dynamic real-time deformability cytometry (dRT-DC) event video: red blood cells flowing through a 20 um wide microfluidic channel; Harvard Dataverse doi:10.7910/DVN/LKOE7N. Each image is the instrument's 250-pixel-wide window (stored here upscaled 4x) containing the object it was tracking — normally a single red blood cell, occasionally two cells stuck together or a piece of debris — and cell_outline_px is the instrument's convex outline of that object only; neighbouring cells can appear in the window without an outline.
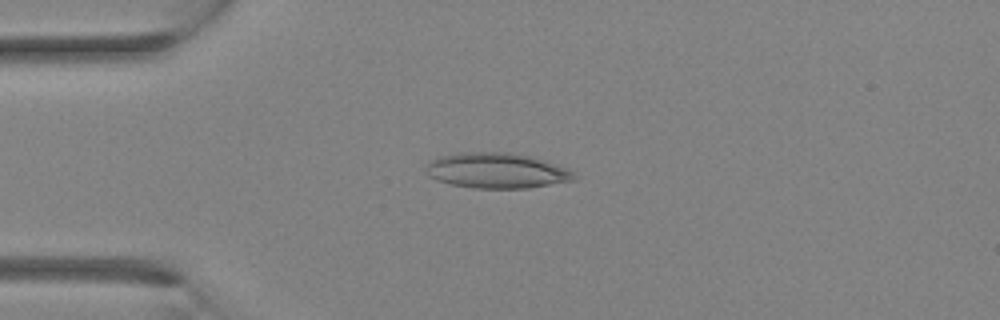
{"species": "Egyptian fruit bat (a non-hibernating species)", "species_latin": "Rousettus aegyptiacus", "temperature_condition": "room temperature", "stored_images_in_passage": 28, "camera_frame_rate_fps": 3000, "um_per_image_px": 0.085, "animal": {"sex": "female"}, "frame": {"image": 1, "passage_image": 4, "time_ms": 1.0, "image_size_px": [1000, 320], "cell_outline_px": [[576, 180], [528, 188], [472, 188], [448, 184], [436, 180], [428, 176], [424, 172], [424, 164], [440, 156], [460, 152], [508, 152], [528, 156], [544, 160], [568, 168], [576, 176]], "centroid_in_image_um": [42.16, 14.5], "position_along_channel_um": 42.8, "area_um2": 30.87}}
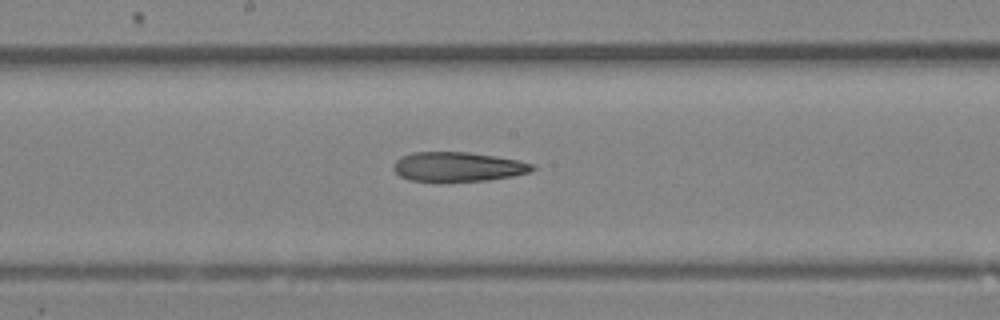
{"frame": {"image": 2, "passage_image": 13, "time_ms": 4.0, "image_size_px": [1000, 320], "cell_outline_px": [[536, 168], [532, 172], [512, 176], [488, 180], [440, 184], [408, 180], [400, 176], [392, 168], [392, 164], [400, 156], [412, 152], [468, 152], [496, 156], [516, 160], [532, 164]], "centroid_in_image_um": [38.85, 14.21], "position_along_channel_um": 209.3, "area_um2": 24.74}}
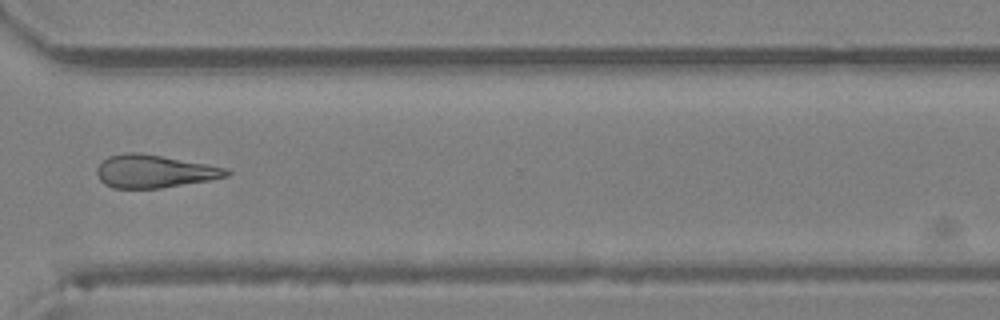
{"frame": {"image": 3, "passage_image": 20, "time_ms": 6.333, "image_size_px": [1000, 320], "cell_outline_px": [[232, 172], [228, 176], [212, 180], [160, 188], [112, 188], [104, 184], [100, 180], [96, 172], [96, 168], [108, 156], [128, 152], [136, 152], [160, 156], [228, 168]], "centroid_in_image_um": [13.12, 14.57], "position_along_channel_um": 357.5, "area_um2": 24.74}}